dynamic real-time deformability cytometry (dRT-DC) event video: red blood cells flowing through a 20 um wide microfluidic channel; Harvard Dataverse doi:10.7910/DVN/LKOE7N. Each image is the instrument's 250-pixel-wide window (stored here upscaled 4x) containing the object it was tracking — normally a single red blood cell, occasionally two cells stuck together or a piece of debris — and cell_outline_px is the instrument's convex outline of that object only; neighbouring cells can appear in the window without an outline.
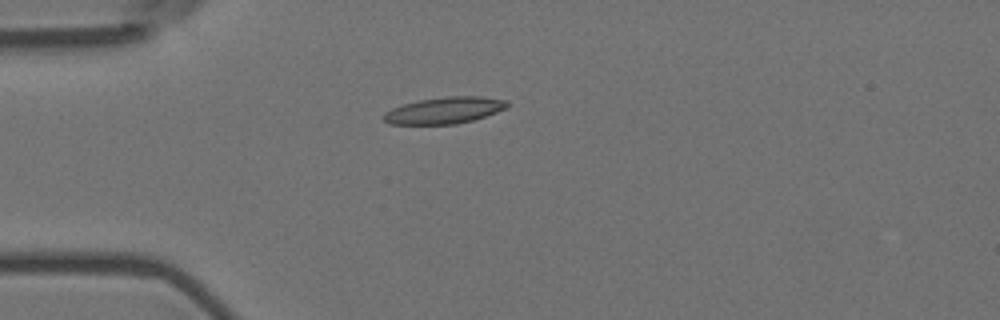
{"species": "Egyptian fruit bat (a non-hibernating species)", "species_latin": "Rousettus aegyptiacus", "temperature_condition": "room temperature", "stored_images_in_passage": 5, "camera_frame_rate_fps": 3000, "um_per_image_px": 0.085, "animal": {"sex": "female"}, "frame": {"image": 1, "passage_image": 3, "time_ms": 0.667, "image_size_px": [1000, 320], "cell_outline_px": [[508, 108], [472, 120], [456, 124], [388, 124], [384, 120], [384, 112], [392, 108], [404, 104], [420, 100], [448, 96], [480, 96], [508, 100]], "centroid_in_image_um": [37.79, 9.38], "position_along_channel_um": 47.2, "area_um2": 19.02}}
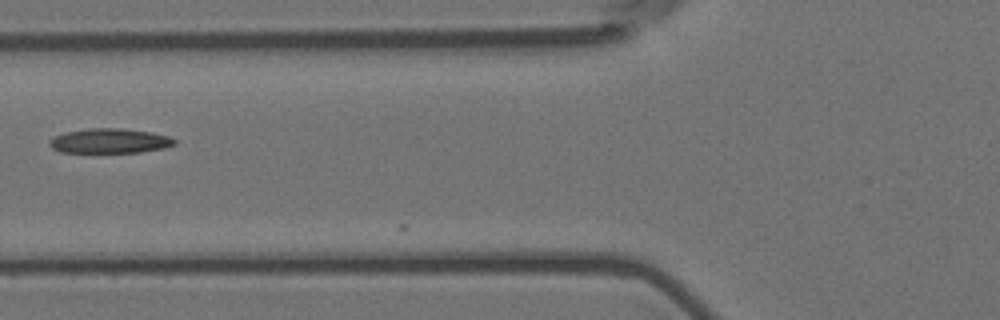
{"frame": {"image": 2, "passage_image": 5, "time_ms": 1.333, "image_size_px": [1000, 320], "cell_outline_px": [[176, 144], [164, 148], [140, 152], [92, 156], [60, 152], [52, 148], [48, 144], [48, 140], [64, 132], [88, 128], [120, 128], [148, 132], [168, 136], [176, 140]], "centroid_in_image_um": [9.23, 12.04], "position_along_channel_um": 116.6, "area_um2": 19.07}}